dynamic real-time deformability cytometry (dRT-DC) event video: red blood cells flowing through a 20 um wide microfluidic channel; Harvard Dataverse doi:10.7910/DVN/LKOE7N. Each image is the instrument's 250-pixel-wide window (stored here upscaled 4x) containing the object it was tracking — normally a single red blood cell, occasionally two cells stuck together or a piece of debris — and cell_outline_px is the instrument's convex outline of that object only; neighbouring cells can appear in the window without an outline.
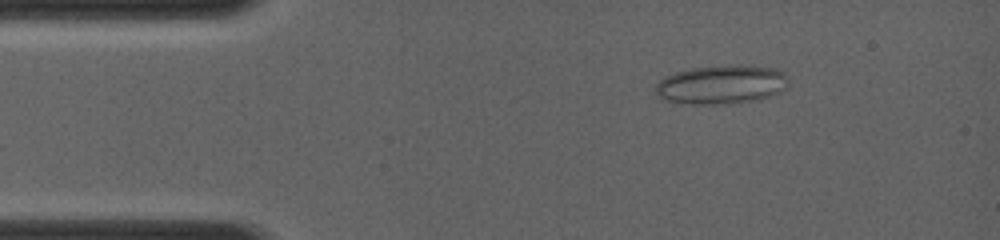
{"species": "common noctule bat (a hibernating species)", "species_latin": "Nyctalus noctula", "temperature_condition": "room temperature", "stored_images_in_passage": 8, "camera_frame_rate_fps": 4000, "um_per_image_px": 0.085, "animal": {"sex": "female", "body_mass_g": 19.0, "forearm_length_mm": 56.7}, "frame": {"image": 1, "passage_image": 5, "time_ms": 1.5, "image_size_px": [1000, 240], "cell_outline_px": [[788, 84], [780, 92], [768, 96], [752, 100], [732, 104], [680, 104], [656, 96], [656, 84], [664, 76], [676, 72], [692, 68], [736, 64], [740, 64], [776, 68], [784, 72], [788, 80]], "centroid_in_image_um": [61.31, 7.18], "position_along_channel_um": 23.7, "area_um2": 30.35}}